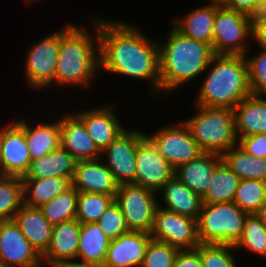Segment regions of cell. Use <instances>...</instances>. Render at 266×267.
Masks as SVG:
<instances>
[{"instance_id":"603a6c76","label":"cell","mask_w":266,"mask_h":267,"mask_svg":"<svg viewBox=\"0 0 266 267\" xmlns=\"http://www.w3.org/2000/svg\"><path fill=\"white\" fill-rule=\"evenodd\" d=\"M233 110L238 139L266 133V99L251 94L242 99Z\"/></svg>"},{"instance_id":"277c9868","label":"cell","mask_w":266,"mask_h":267,"mask_svg":"<svg viewBox=\"0 0 266 267\" xmlns=\"http://www.w3.org/2000/svg\"><path fill=\"white\" fill-rule=\"evenodd\" d=\"M209 65L212 67L199 89L196 105L234 109L251 95L245 56L214 54Z\"/></svg>"},{"instance_id":"6da1fadb","label":"cell","mask_w":266,"mask_h":267,"mask_svg":"<svg viewBox=\"0 0 266 267\" xmlns=\"http://www.w3.org/2000/svg\"><path fill=\"white\" fill-rule=\"evenodd\" d=\"M98 33L101 69L150 80L151 93L160 91L159 41L147 38L136 26L112 19H98Z\"/></svg>"},{"instance_id":"9a60e30c","label":"cell","mask_w":266,"mask_h":267,"mask_svg":"<svg viewBox=\"0 0 266 267\" xmlns=\"http://www.w3.org/2000/svg\"><path fill=\"white\" fill-rule=\"evenodd\" d=\"M0 163L3 176L24 177L31 159L23 130L15 123L0 129Z\"/></svg>"},{"instance_id":"7bdbcfd3","label":"cell","mask_w":266,"mask_h":267,"mask_svg":"<svg viewBox=\"0 0 266 267\" xmlns=\"http://www.w3.org/2000/svg\"><path fill=\"white\" fill-rule=\"evenodd\" d=\"M173 267H203L198 246L194 249H180Z\"/></svg>"},{"instance_id":"7a4b0ae2","label":"cell","mask_w":266,"mask_h":267,"mask_svg":"<svg viewBox=\"0 0 266 267\" xmlns=\"http://www.w3.org/2000/svg\"><path fill=\"white\" fill-rule=\"evenodd\" d=\"M94 19L93 17L92 23L96 29L94 37L83 27L71 23L60 30L55 82L85 87L91 83L96 71H100L98 19Z\"/></svg>"},{"instance_id":"f35d334b","label":"cell","mask_w":266,"mask_h":267,"mask_svg":"<svg viewBox=\"0 0 266 267\" xmlns=\"http://www.w3.org/2000/svg\"><path fill=\"white\" fill-rule=\"evenodd\" d=\"M259 52L255 57H250V59L245 55V59L248 66L251 94L262 98V94L266 95V50Z\"/></svg>"},{"instance_id":"f1b7e54d","label":"cell","mask_w":266,"mask_h":267,"mask_svg":"<svg viewBox=\"0 0 266 267\" xmlns=\"http://www.w3.org/2000/svg\"><path fill=\"white\" fill-rule=\"evenodd\" d=\"M24 204L30 207H40L72 186L69 178H22ZM28 196V197H27Z\"/></svg>"},{"instance_id":"9c48e42d","label":"cell","mask_w":266,"mask_h":267,"mask_svg":"<svg viewBox=\"0 0 266 267\" xmlns=\"http://www.w3.org/2000/svg\"><path fill=\"white\" fill-rule=\"evenodd\" d=\"M146 137L175 170L202 153L184 122L160 128L151 136L146 134Z\"/></svg>"},{"instance_id":"d6a6232c","label":"cell","mask_w":266,"mask_h":267,"mask_svg":"<svg viewBox=\"0 0 266 267\" xmlns=\"http://www.w3.org/2000/svg\"><path fill=\"white\" fill-rule=\"evenodd\" d=\"M23 204L22 178L17 176L0 177V221L14 219Z\"/></svg>"},{"instance_id":"4316f807","label":"cell","mask_w":266,"mask_h":267,"mask_svg":"<svg viewBox=\"0 0 266 267\" xmlns=\"http://www.w3.org/2000/svg\"><path fill=\"white\" fill-rule=\"evenodd\" d=\"M76 163L72 154L60 146L44 157L31 161L28 172L22 178L62 177L72 181Z\"/></svg>"},{"instance_id":"4fadbf2b","label":"cell","mask_w":266,"mask_h":267,"mask_svg":"<svg viewBox=\"0 0 266 267\" xmlns=\"http://www.w3.org/2000/svg\"><path fill=\"white\" fill-rule=\"evenodd\" d=\"M175 176V169L159 154L157 148L145 137L136 151L135 185L159 193Z\"/></svg>"},{"instance_id":"bcb514c9","label":"cell","mask_w":266,"mask_h":267,"mask_svg":"<svg viewBox=\"0 0 266 267\" xmlns=\"http://www.w3.org/2000/svg\"><path fill=\"white\" fill-rule=\"evenodd\" d=\"M260 14H266V0H262Z\"/></svg>"},{"instance_id":"c3c4849f","label":"cell","mask_w":266,"mask_h":267,"mask_svg":"<svg viewBox=\"0 0 266 267\" xmlns=\"http://www.w3.org/2000/svg\"><path fill=\"white\" fill-rule=\"evenodd\" d=\"M211 3L222 5L226 0H210Z\"/></svg>"},{"instance_id":"ac0fdd59","label":"cell","mask_w":266,"mask_h":267,"mask_svg":"<svg viewBox=\"0 0 266 267\" xmlns=\"http://www.w3.org/2000/svg\"><path fill=\"white\" fill-rule=\"evenodd\" d=\"M151 236L141 231H129L111 240L102 267H141Z\"/></svg>"},{"instance_id":"7402d4cb","label":"cell","mask_w":266,"mask_h":267,"mask_svg":"<svg viewBox=\"0 0 266 267\" xmlns=\"http://www.w3.org/2000/svg\"><path fill=\"white\" fill-rule=\"evenodd\" d=\"M14 221L33 248L42 256L49 248L53 225L46 220L41 209L23 204L15 214Z\"/></svg>"},{"instance_id":"ba28073f","label":"cell","mask_w":266,"mask_h":267,"mask_svg":"<svg viewBox=\"0 0 266 267\" xmlns=\"http://www.w3.org/2000/svg\"><path fill=\"white\" fill-rule=\"evenodd\" d=\"M155 191L135 184H120L115 196L129 231L150 233L154 215L160 205Z\"/></svg>"},{"instance_id":"44dd1931","label":"cell","mask_w":266,"mask_h":267,"mask_svg":"<svg viewBox=\"0 0 266 267\" xmlns=\"http://www.w3.org/2000/svg\"><path fill=\"white\" fill-rule=\"evenodd\" d=\"M222 162L220 154L202 152L195 159L180 165L175 176L194 193L205 194L214 169Z\"/></svg>"},{"instance_id":"d4e9b609","label":"cell","mask_w":266,"mask_h":267,"mask_svg":"<svg viewBox=\"0 0 266 267\" xmlns=\"http://www.w3.org/2000/svg\"><path fill=\"white\" fill-rule=\"evenodd\" d=\"M110 240L97 223H86L80 226L77 260L74 264L82 266H103Z\"/></svg>"},{"instance_id":"681fc988","label":"cell","mask_w":266,"mask_h":267,"mask_svg":"<svg viewBox=\"0 0 266 267\" xmlns=\"http://www.w3.org/2000/svg\"><path fill=\"white\" fill-rule=\"evenodd\" d=\"M0 267H7V266L0 260Z\"/></svg>"},{"instance_id":"f6af8a7d","label":"cell","mask_w":266,"mask_h":267,"mask_svg":"<svg viewBox=\"0 0 266 267\" xmlns=\"http://www.w3.org/2000/svg\"><path fill=\"white\" fill-rule=\"evenodd\" d=\"M256 215L260 218L261 222L266 226V201L261 205Z\"/></svg>"},{"instance_id":"836d02e7","label":"cell","mask_w":266,"mask_h":267,"mask_svg":"<svg viewBox=\"0 0 266 267\" xmlns=\"http://www.w3.org/2000/svg\"><path fill=\"white\" fill-rule=\"evenodd\" d=\"M266 201V181L243 179L239 181L233 202L248 214H256Z\"/></svg>"},{"instance_id":"e575fe53","label":"cell","mask_w":266,"mask_h":267,"mask_svg":"<svg viewBox=\"0 0 266 267\" xmlns=\"http://www.w3.org/2000/svg\"><path fill=\"white\" fill-rule=\"evenodd\" d=\"M114 201V196L79 192L76 219L81 224L96 223Z\"/></svg>"},{"instance_id":"7dc6e473","label":"cell","mask_w":266,"mask_h":267,"mask_svg":"<svg viewBox=\"0 0 266 267\" xmlns=\"http://www.w3.org/2000/svg\"><path fill=\"white\" fill-rule=\"evenodd\" d=\"M64 267H102V266H82V265H77V264H69Z\"/></svg>"},{"instance_id":"8fae6325","label":"cell","mask_w":266,"mask_h":267,"mask_svg":"<svg viewBox=\"0 0 266 267\" xmlns=\"http://www.w3.org/2000/svg\"><path fill=\"white\" fill-rule=\"evenodd\" d=\"M59 44L60 30L29 47L24 68L26 82L33 88L54 84Z\"/></svg>"},{"instance_id":"8d00e7d4","label":"cell","mask_w":266,"mask_h":267,"mask_svg":"<svg viewBox=\"0 0 266 267\" xmlns=\"http://www.w3.org/2000/svg\"><path fill=\"white\" fill-rule=\"evenodd\" d=\"M234 249L229 244L200 243L198 252L203 267H236V261L231 253Z\"/></svg>"},{"instance_id":"83f0119b","label":"cell","mask_w":266,"mask_h":267,"mask_svg":"<svg viewBox=\"0 0 266 267\" xmlns=\"http://www.w3.org/2000/svg\"><path fill=\"white\" fill-rule=\"evenodd\" d=\"M161 191H163V203L166 204L162 208L182 216L198 219L203 204L202 197L194 193L176 176L169 180L159 192Z\"/></svg>"},{"instance_id":"484cf974","label":"cell","mask_w":266,"mask_h":267,"mask_svg":"<svg viewBox=\"0 0 266 267\" xmlns=\"http://www.w3.org/2000/svg\"><path fill=\"white\" fill-rule=\"evenodd\" d=\"M219 4L210 3L175 20L174 28L182 35L209 44L212 47L214 22Z\"/></svg>"},{"instance_id":"2e32d148","label":"cell","mask_w":266,"mask_h":267,"mask_svg":"<svg viewBox=\"0 0 266 267\" xmlns=\"http://www.w3.org/2000/svg\"><path fill=\"white\" fill-rule=\"evenodd\" d=\"M81 223L75 218L53 226L49 248L42 255V262L50 267L74 264L77 258Z\"/></svg>"},{"instance_id":"f546056e","label":"cell","mask_w":266,"mask_h":267,"mask_svg":"<svg viewBox=\"0 0 266 267\" xmlns=\"http://www.w3.org/2000/svg\"><path fill=\"white\" fill-rule=\"evenodd\" d=\"M240 178L222 161L215 169L202 196L203 204L233 202Z\"/></svg>"},{"instance_id":"5b68a950","label":"cell","mask_w":266,"mask_h":267,"mask_svg":"<svg viewBox=\"0 0 266 267\" xmlns=\"http://www.w3.org/2000/svg\"><path fill=\"white\" fill-rule=\"evenodd\" d=\"M193 117L185 120L193 139L202 152L222 155L238 143L234 110L229 107L197 105Z\"/></svg>"},{"instance_id":"e0dca14e","label":"cell","mask_w":266,"mask_h":267,"mask_svg":"<svg viewBox=\"0 0 266 267\" xmlns=\"http://www.w3.org/2000/svg\"><path fill=\"white\" fill-rule=\"evenodd\" d=\"M102 160L101 157L77 161L71 182L78 192L116 196L119 184Z\"/></svg>"},{"instance_id":"52a82bcc","label":"cell","mask_w":266,"mask_h":267,"mask_svg":"<svg viewBox=\"0 0 266 267\" xmlns=\"http://www.w3.org/2000/svg\"><path fill=\"white\" fill-rule=\"evenodd\" d=\"M253 17L223 5L217 7L212 50L214 54L247 55V37L252 36Z\"/></svg>"},{"instance_id":"d590c367","label":"cell","mask_w":266,"mask_h":267,"mask_svg":"<svg viewBox=\"0 0 266 267\" xmlns=\"http://www.w3.org/2000/svg\"><path fill=\"white\" fill-rule=\"evenodd\" d=\"M245 247L266 258V226L256 214H248L244 223V229L234 250Z\"/></svg>"},{"instance_id":"ab89813d","label":"cell","mask_w":266,"mask_h":267,"mask_svg":"<svg viewBox=\"0 0 266 267\" xmlns=\"http://www.w3.org/2000/svg\"><path fill=\"white\" fill-rule=\"evenodd\" d=\"M96 223L110 241L129 232L122 211L115 201Z\"/></svg>"},{"instance_id":"7c38bea8","label":"cell","mask_w":266,"mask_h":267,"mask_svg":"<svg viewBox=\"0 0 266 267\" xmlns=\"http://www.w3.org/2000/svg\"><path fill=\"white\" fill-rule=\"evenodd\" d=\"M146 137L142 131L125 130L114 139L103 151L107 155L106 165L116 182L135 184L137 145Z\"/></svg>"},{"instance_id":"ffe728a7","label":"cell","mask_w":266,"mask_h":267,"mask_svg":"<svg viewBox=\"0 0 266 267\" xmlns=\"http://www.w3.org/2000/svg\"><path fill=\"white\" fill-rule=\"evenodd\" d=\"M61 147L77 160L101 158L102 152L88 135L83 122L75 114H65L60 118Z\"/></svg>"},{"instance_id":"60d3db41","label":"cell","mask_w":266,"mask_h":267,"mask_svg":"<svg viewBox=\"0 0 266 267\" xmlns=\"http://www.w3.org/2000/svg\"><path fill=\"white\" fill-rule=\"evenodd\" d=\"M237 145L250 155L266 159V133L241 137Z\"/></svg>"},{"instance_id":"3957f363","label":"cell","mask_w":266,"mask_h":267,"mask_svg":"<svg viewBox=\"0 0 266 267\" xmlns=\"http://www.w3.org/2000/svg\"><path fill=\"white\" fill-rule=\"evenodd\" d=\"M167 42L159 44L160 91H173L196 78L208 67L212 47L188 38L172 27Z\"/></svg>"},{"instance_id":"f907efd6","label":"cell","mask_w":266,"mask_h":267,"mask_svg":"<svg viewBox=\"0 0 266 267\" xmlns=\"http://www.w3.org/2000/svg\"><path fill=\"white\" fill-rule=\"evenodd\" d=\"M3 174H2V169H1V163H0V177H2Z\"/></svg>"},{"instance_id":"30bf717a","label":"cell","mask_w":266,"mask_h":267,"mask_svg":"<svg viewBox=\"0 0 266 267\" xmlns=\"http://www.w3.org/2000/svg\"><path fill=\"white\" fill-rule=\"evenodd\" d=\"M149 234L152 239L179 249H194L200 244L196 219L168 211L161 206L156 209Z\"/></svg>"},{"instance_id":"74e56055","label":"cell","mask_w":266,"mask_h":267,"mask_svg":"<svg viewBox=\"0 0 266 267\" xmlns=\"http://www.w3.org/2000/svg\"><path fill=\"white\" fill-rule=\"evenodd\" d=\"M179 248L150 239L141 267H173Z\"/></svg>"},{"instance_id":"b9f144b4","label":"cell","mask_w":266,"mask_h":267,"mask_svg":"<svg viewBox=\"0 0 266 267\" xmlns=\"http://www.w3.org/2000/svg\"><path fill=\"white\" fill-rule=\"evenodd\" d=\"M262 0H226L222 5L251 17L260 15Z\"/></svg>"},{"instance_id":"8992f818","label":"cell","mask_w":266,"mask_h":267,"mask_svg":"<svg viewBox=\"0 0 266 267\" xmlns=\"http://www.w3.org/2000/svg\"><path fill=\"white\" fill-rule=\"evenodd\" d=\"M247 215L234 202L202 204L197 219L199 242L234 246L242 235Z\"/></svg>"},{"instance_id":"5bb4252c","label":"cell","mask_w":266,"mask_h":267,"mask_svg":"<svg viewBox=\"0 0 266 267\" xmlns=\"http://www.w3.org/2000/svg\"><path fill=\"white\" fill-rule=\"evenodd\" d=\"M0 260L7 267H41L42 256L14 219L0 221Z\"/></svg>"},{"instance_id":"cb8c5ba5","label":"cell","mask_w":266,"mask_h":267,"mask_svg":"<svg viewBox=\"0 0 266 267\" xmlns=\"http://www.w3.org/2000/svg\"><path fill=\"white\" fill-rule=\"evenodd\" d=\"M58 120L50 124L39 123L34 128L24 119L15 122L25 134L31 161L44 157L61 146L60 119Z\"/></svg>"},{"instance_id":"ee69618b","label":"cell","mask_w":266,"mask_h":267,"mask_svg":"<svg viewBox=\"0 0 266 267\" xmlns=\"http://www.w3.org/2000/svg\"><path fill=\"white\" fill-rule=\"evenodd\" d=\"M252 38L256 39L262 50H266V14L254 16L252 19Z\"/></svg>"},{"instance_id":"1f68e13d","label":"cell","mask_w":266,"mask_h":267,"mask_svg":"<svg viewBox=\"0 0 266 267\" xmlns=\"http://www.w3.org/2000/svg\"><path fill=\"white\" fill-rule=\"evenodd\" d=\"M78 191L71 186L54 199L42 204L43 216L53 226L76 218Z\"/></svg>"},{"instance_id":"d6986e66","label":"cell","mask_w":266,"mask_h":267,"mask_svg":"<svg viewBox=\"0 0 266 267\" xmlns=\"http://www.w3.org/2000/svg\"><path fill=\"white\" fill-rule=\"evenodd\" d=\"M74 114L83 122L88 135L101 152L126 130L108 105Z\"/></svg>"},{"instance_id":"4dcf8cb0","label":"cell","mask_w":266,"mask_h":267,"mask_svg":"<svg viewBox=\"0 0 266 267\" xmlns=\"http://www.w3.org/2000/svg\"><path fill=\"white\" fill-rule=\"evenodd\" d=\"M222 161L240 178L266 181V159L246 153L238 145L221 155Z\"/></svg>"}]
</instances>
